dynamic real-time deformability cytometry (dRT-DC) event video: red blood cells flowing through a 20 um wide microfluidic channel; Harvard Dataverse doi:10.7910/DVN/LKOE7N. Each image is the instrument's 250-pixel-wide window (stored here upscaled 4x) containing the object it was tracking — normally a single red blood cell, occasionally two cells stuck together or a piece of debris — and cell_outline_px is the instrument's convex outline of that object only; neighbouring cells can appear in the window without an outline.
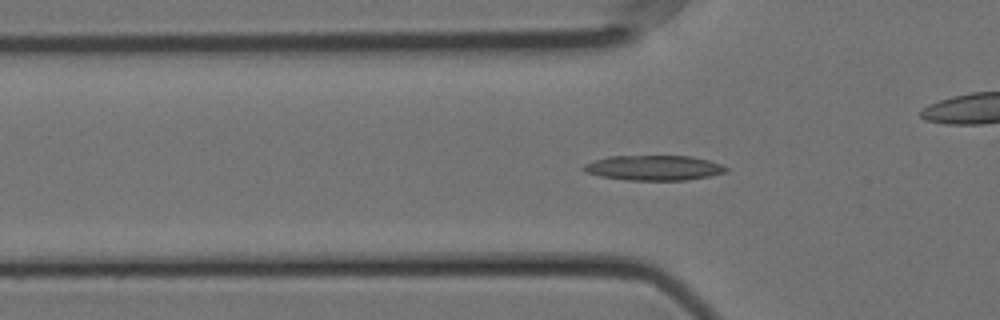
{"species": "Egyptian fruit bat (a non-hibernating species)", "species_latin": "Rousettus aegyptiacus", "temperature_condition": "cold", "stored_images_in_passage": 58, "camera_frame_rate_fps": 3000, "um_per_image_px": 0.085, "animal": {"sex": "female"}, "frame": {"image": 1, "passage_image": 18, "time_ms": 5.667, "image_size_px": [1000, 320], "cell_outline_px": [[728, 172], [708, 176], [684, 180], [628, 180], [600, 176], [584, 172], [580, 168], [584, 164], [608, 156], [692, 156], [708, 160], [720, 164], [728, 168]], "centroid_in_image_um": [55.55, 14.26], "position_along_channel_um": 70.2, "area_um2": 20.75}}
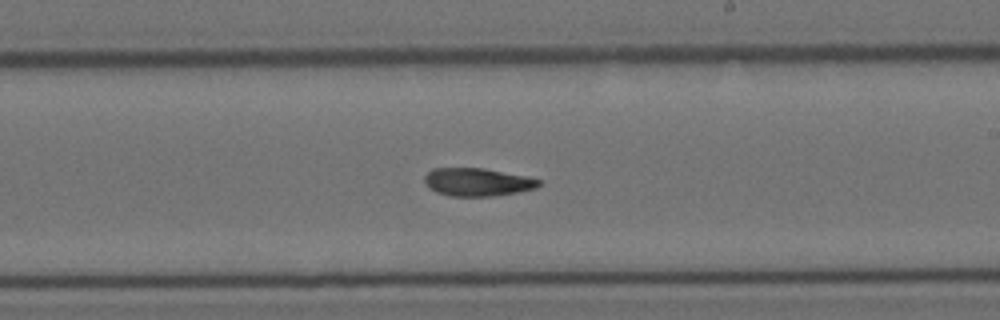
{"frame": {"image": 2, "passage_image": 33, "time_ms": 10.667, "image_size_px": [1000, 320], "cell_outline_px": [[540, 184], [536, 188], [516, 192], [492, 196], [448, 196], [436, 192], [428, 188], [424, 180], [424, 176], [432, 168], [484, 168], [524, 176], [540, 180]], "centroid_in_image_um": [40.52, 15.47], "position_along_channel_um": 248.5, "area_um2": 18.55}}
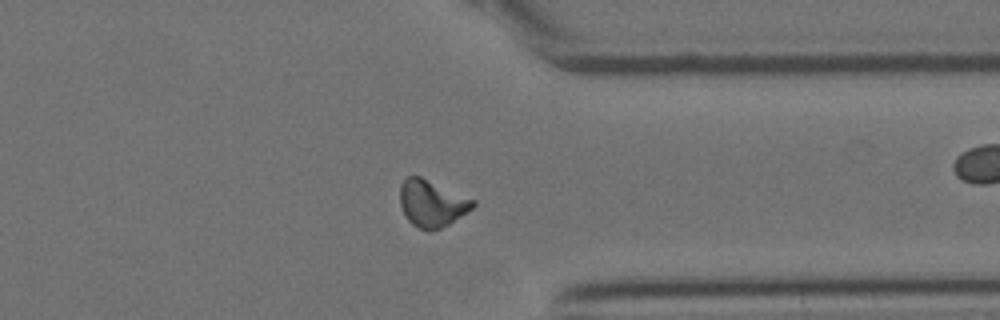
{"frame": {"image": 3, "passage_image": 44, "time_ms": 14.333, "image_size_px": [1000, 320], "cell_outline_px": [[476, 204], [472, 208], [448, 224], [440, 228], [428, 232], [412, 224], [408, 220], [400, 204], [400, 184], [408, 176], [420, 176], [476, 200]], "centroid_in_image_um": [36.7, 17.28], "position_along_channel_um": 374.7, "area_um2": 19.71}}